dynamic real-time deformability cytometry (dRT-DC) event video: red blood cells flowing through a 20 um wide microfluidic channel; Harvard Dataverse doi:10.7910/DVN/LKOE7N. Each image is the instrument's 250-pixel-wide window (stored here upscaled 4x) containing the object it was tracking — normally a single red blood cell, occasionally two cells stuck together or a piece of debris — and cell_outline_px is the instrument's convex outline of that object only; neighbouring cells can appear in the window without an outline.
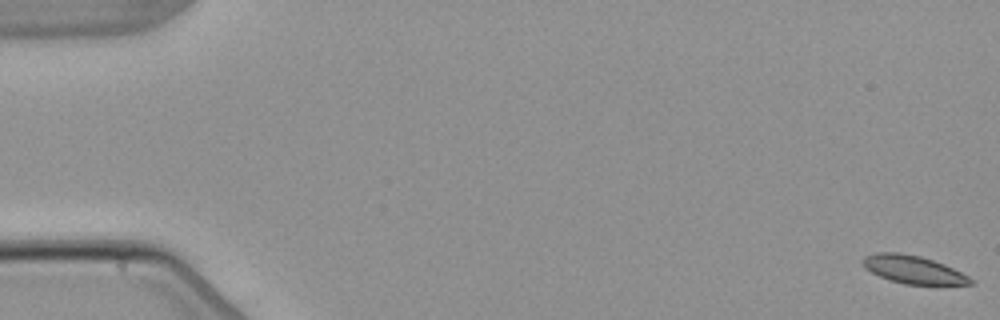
{"species": "common noctule bat (a hibernating species)", "species_latin": "Nyctalus noctula", "temperature_condition": "warm", "stored_images_in_passage": 6, "segment_of_instrument_passage": [2, 2], "camera_frame_rate_fps": 3000, "um_per_image_px": 0.085, "animal": {"sex": "male", "body_mass_g": 21.5, "forearm_length_mm": 52.0}, "frame": {"image": 1, "passage_image": 6, "time_ms": 7.0, "image_size_px": [1000, 320], "cell_outline_px": [[976, 284], [904, 284], [880, 276], [864, 268], [860, 260], [864, 256], [876, 252], [900, 252], [920, 256], [944, 264], [976, 280]], "centroid_in_image_um": [77.6, 22.9], "position_along_channel_um": 7.4, "area_um2": 17.51}}